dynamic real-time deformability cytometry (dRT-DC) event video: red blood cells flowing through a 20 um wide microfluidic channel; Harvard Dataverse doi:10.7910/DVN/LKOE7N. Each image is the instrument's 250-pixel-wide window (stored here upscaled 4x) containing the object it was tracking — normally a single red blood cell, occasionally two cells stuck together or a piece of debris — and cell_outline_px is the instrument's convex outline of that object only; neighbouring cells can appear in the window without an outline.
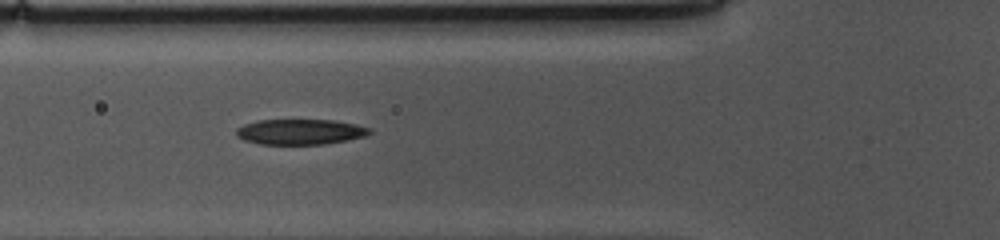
{"species": "common noctule bat (a hibernating species)", "species_latin": "Nyctalus noctula", "temperature_condition": "cold", "stored_images_in_passage": 37, "camera_frame_rate_fps": 3000, "um_per_image_px": 0.085, "animal": {"sex": "female", "body_mass_g": 10.0, "forearm_length_mm": 53.1}, "frame": {"image": 1, "passage_image": 5, "time_ms": 1.333, "image_size_px": [1000, 240], "cell_outline_px": [[372, 132], [368, 136], [348, 140], [324, 144], [260, 144], [244, 140], [236, 136], [236, 128], [244, 124], [256, 120], [332, 120], [356, 124], [372, 128]], "centroid_in_image_um": [25.54, 11.2], "position_along_channel_um": 100.3, "area_um2": 19.94}}
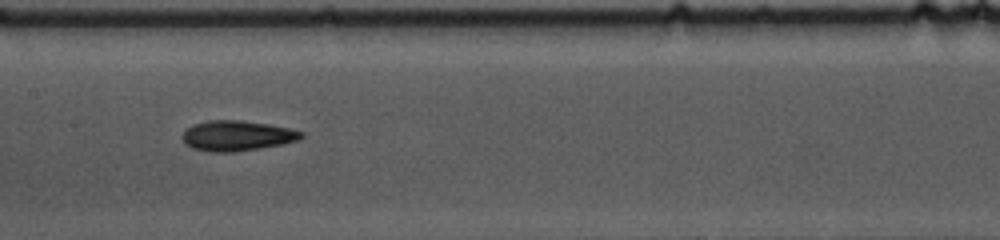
{"frame": {"image": 2, "passage_image": 12, "time_ms": 3.667, "image_size_px": [1000, 240], "cell_outline_px": [[304, 136], [300, 140], [284, 144], [236, 152], [212, 152], [192, 148], [184, 144], [180, 136], [192, 124], [208, 120], [240, 120], [268, 124], [288, 128], [304, 132]], "centroid_in_image_um": [20.14, 11.54], "position_along_channel_um": 187.3, "area_um2": 21.21}}
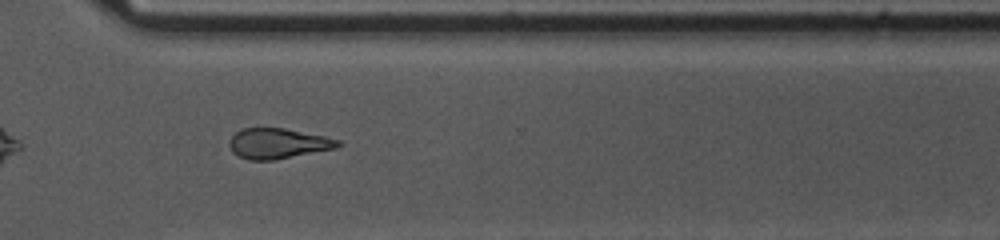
{"frame": {"image": 3, "passage_image": 25, "time_ms": 8.0, "image_size_px": [1000, 240], "cell_outline_px": [[344, 144], [336, 148], [276, 160], [248, 160], [232, 152], [228, 144], [228, 140], [240, 128], [284, 128], [324, 136], [340, 140]], "centroid_in_image_um": [23.62, 12.2], "position_along_channel_um": 347.0, "area_um2": 19.36}, "authors_computed_cell_mechanics": {"area_um2": 19.941, "velocity_mm_per_s": 3.6999, "shape_relaxation_time_tau1_ms": 4.8637, "shape_relaxation_time_tau2_ms": 4.5308, "deformation_change_tau1": 0.1434, "deformation_change_tau2": 0.1267}}